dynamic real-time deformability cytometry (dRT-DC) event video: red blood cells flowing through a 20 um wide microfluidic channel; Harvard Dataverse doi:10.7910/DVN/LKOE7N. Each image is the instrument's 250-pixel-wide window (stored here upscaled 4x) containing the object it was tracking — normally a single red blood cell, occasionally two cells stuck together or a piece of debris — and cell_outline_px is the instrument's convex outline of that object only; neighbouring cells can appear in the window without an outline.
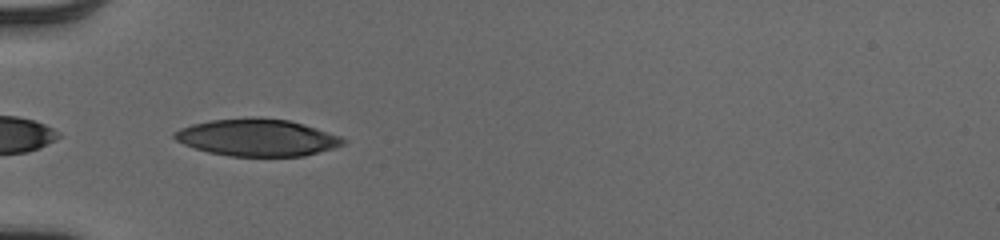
{"species": "human", "species_latin": "Homo sapiens", "temperature_condition": "cold", "stored_images_in_passage": 22, "camera_frame_rate_fps": 3000, "um_per_image_px": 0.085, "donor": {"sex": "male"}, "frame": {"image": 1, "passage_image": 1, "time_ms": 0.0, "image_size_px": [1000, 240], "cell_outline_px": [[348, 140], [344, 144], [332, 148], [304, 156], [228, 156], [208, 152], [184, 144], [176, 140], [172, 136], [172, 132], [180, 128], [192, 124], [212, 120], [252, 116], [256, 116], [288, 120], [304, 124], [340, 136]], "centroid_in_image_um": [21.84, 11.68], "position_along_channel_um": 63.2, "area_um2": 36.59}}
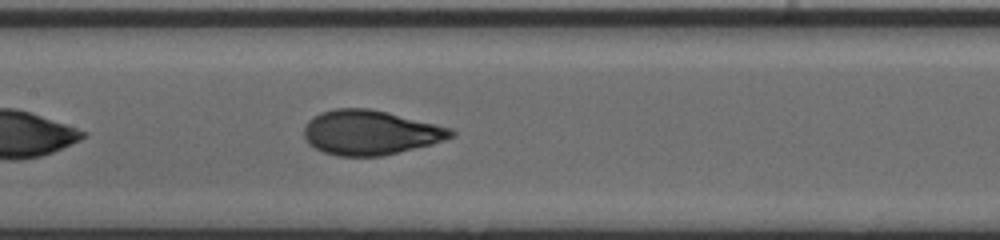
{"frame": {"image": 2, "passage_image": 10, "time_ms": 3.0, "image_size_px": [1000, 240], "cell_outline_px": [[456, 136], [432, 144], [380, 156], [336, 156], [324, 152], [308, 144], [304, 136], [304, 124], [308, 120], [320, 112], [336, 108], [368, 108], [452, 128], [456, 132]], "centroid_in_image_um": [31.45, 11.27], "position_along_channel_um": 175.9, "area_um2": 38.09}}
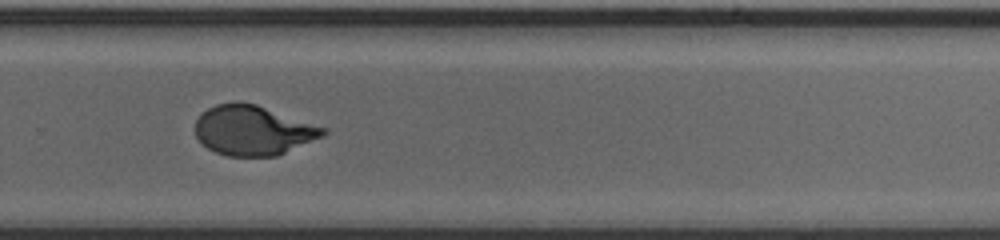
{"frame": {"image": 3, "passage_image": 20, "time_ms": 6.333, "image_size_px": [1000, 240], "cell_outline_px": [[328, 132], [324, 136], [276, 156], [228, 156], [216, 152], [208, 148], [196, 136], [196, 120], [208, 108], [216, 104], [236, 100], [256, 104], [328, 128]], "centroid_in_image_um": [21.54, 11.06], "position_along_channel_um": 308.3, "area_um2": 37.11}}